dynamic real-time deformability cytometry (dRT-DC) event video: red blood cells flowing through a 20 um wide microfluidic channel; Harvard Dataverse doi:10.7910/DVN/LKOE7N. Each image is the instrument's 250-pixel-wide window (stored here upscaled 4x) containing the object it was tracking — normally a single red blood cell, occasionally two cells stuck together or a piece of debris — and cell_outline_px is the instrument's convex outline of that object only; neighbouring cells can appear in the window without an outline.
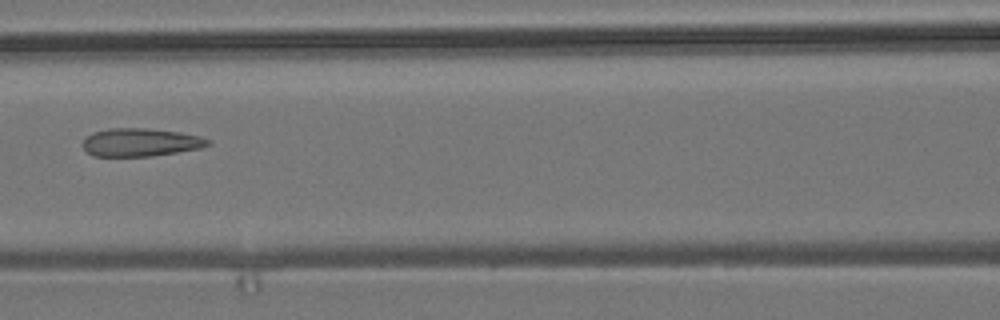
{"species": "common noctule bat (a hibernating species)", "species_latin": "Nyctalus noctula", "temperature_condition": "room temperature", "stored_images_in_passage": 8, "camera_frame_rate_fps": 3000, "um_per_image_px": 0.085, "animal": {"sex": "male", "body_mass_g": 19.2, "forearm_length_mm": 51.8}, "frame": {"image": 1, "passage_image": 6, "time_ms": 1.667, "image_size_px": [1000, 320], "cell_outline_px": [[212, 144], [200, 148], [152, 156], [92, 156], [84, 148], [84, 140], [92, 132], [108, 128], [148, 128], [180, 132], [200, 136], [212, 140]], "centroid_in_image_um": [11.98, 12.09], "position_along_channel_um": 154.6, "area_um2": 20.52}}
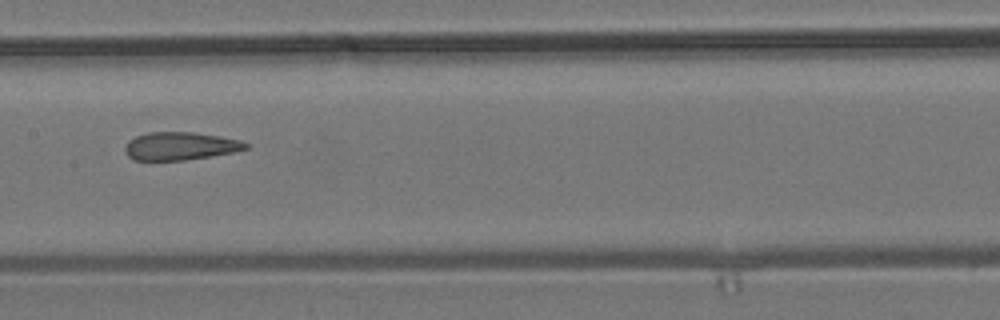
{"frame": {"image": 2, "passage_image": 7, "time_ms": 2.0, "image_size_px": [1000, 320], "cell_outline_px": [[248, 148], [236, 152], [184, 160], [132, 160], [124, 152], [124, 148], [128, 140], [136, 136], [148, 132], [192, 132], [220, 136], [240, 140], [248, 144]], "centroid_in_image_um": [15.3, 12.41], "position_along_channel_um": 192.1, "area_um2": 19.77}}
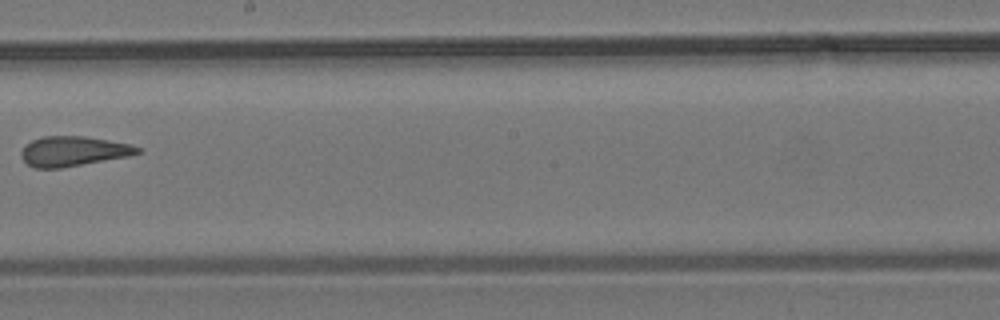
{"frame": {"image": 3, "passage_image": 8, "time_ms": 2.333, "image_size_px": [1000, 320], "cell_outline_px": [[144, 152], [128, 156], [60, 168], [36, 168], [28, 164], [20, 156], [20, 152], [32, 140], [44, 136], [84, 136], [132, 144], [144, 148]], "centroid_in_image_um": [6.29, 12.85], "position_along_channel_um": 241.9, "area_um2": 20.23}}